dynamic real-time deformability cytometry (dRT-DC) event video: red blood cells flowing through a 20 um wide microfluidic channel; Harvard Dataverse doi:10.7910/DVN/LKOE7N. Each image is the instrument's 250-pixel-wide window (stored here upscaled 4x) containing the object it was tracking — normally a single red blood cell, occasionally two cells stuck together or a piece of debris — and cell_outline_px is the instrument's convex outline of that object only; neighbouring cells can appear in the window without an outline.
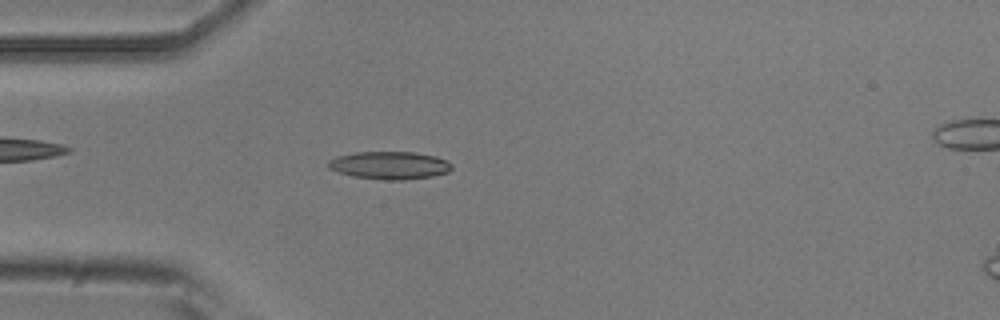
{"species": "common noctule bat (a hibernating species)", "species_latin": "Nyctalus noctula", "temperature_condition": "room temperature", "stored_images_in_passage": 41, "camera_frame_rate_fps": 3000, "um_per_image_px": 0.085, "animal": {"sex": "male", "body_mass_g": 20.5, "forearm_length_mm": 52.5}, "frame": {"image": 1, "passage_image": 4, "time_ms": 1.0, "image_size_px": [1000, 320], "cell_outline_px": [[452, 168], [448, 172], [432, 176], [404, 180], [384, 180], [352, 176], [336, 172], [328, 168], [328, 160], [336, 156], [356, 152], [412, 152], [436, 156], [448, 160], [452, 164]], "centroid_in_image_um": [33.1, 14.05], "position_along_channel_um": 51.9, "area_um2": 20.17}}
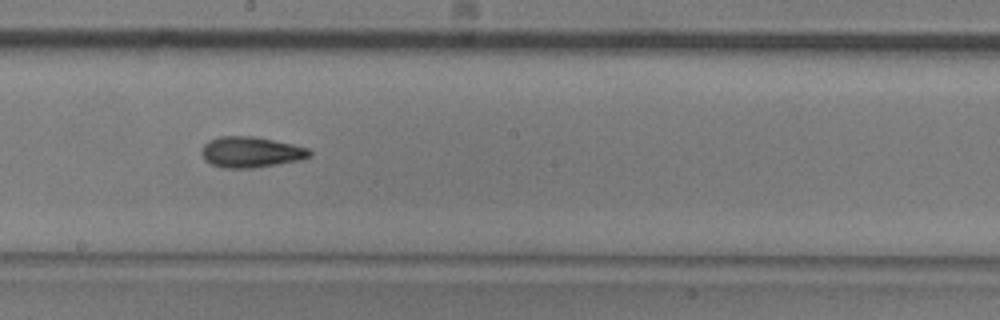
{"frame": {"image": 2, "passage_image": 18, "time_ms": 5.667, "image_size_px": [1000, 320], "cell_outline_px": [[312, 156], [300, 160], [252, 168], [224, 168], [212, 164], [204, 160], [200, 152], [204, 144], [208, 140], [220, 136], [252, 136], [292, 144], [308, 148], [312, 152]], "centroid_in_image_um": [21.3, 12.93], "position_along_channel_um": 226.9, "area_um2": 19.36}}
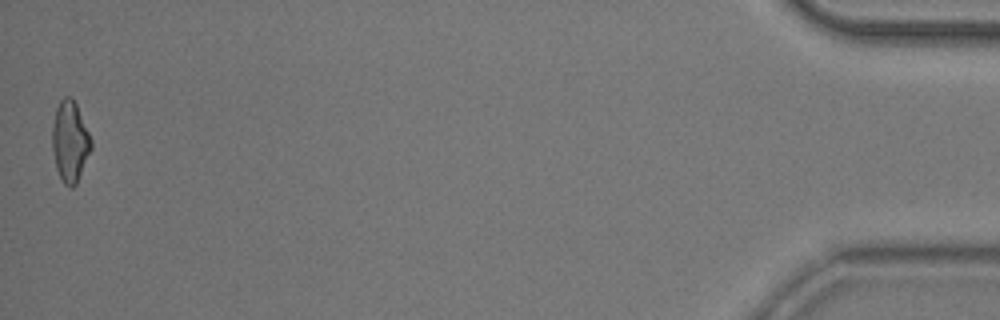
{"frame": {"image": 3, "passage_image": 41, "time_ms": 13.333, "image_size_px": [1000, 320], "cell_outline_px": [[92, 148], [76, 184], [72, 188], [64, 184], [56, 168], [52, 148], [52, 128], [56, 108], [60, 100], [64, 96], [68, 96], [76, 104], [92, 140]], "centroid_in_image_um": [5.95, 12.04], "position_along_channel_um": 429.3, "area_um2": 18.15}, "authors_computed_cell_mechanics": {"area_um2": 18.496, "velocity_mm_per_s": 3.8937, "shape_relaxation_time_tau1_ms": 4.3318, "shape_relaxation_time_tau2_ms": 2.6585, "deformation_change_tau1": 0.1562, "deformation_change_tau2": 0.1137}}